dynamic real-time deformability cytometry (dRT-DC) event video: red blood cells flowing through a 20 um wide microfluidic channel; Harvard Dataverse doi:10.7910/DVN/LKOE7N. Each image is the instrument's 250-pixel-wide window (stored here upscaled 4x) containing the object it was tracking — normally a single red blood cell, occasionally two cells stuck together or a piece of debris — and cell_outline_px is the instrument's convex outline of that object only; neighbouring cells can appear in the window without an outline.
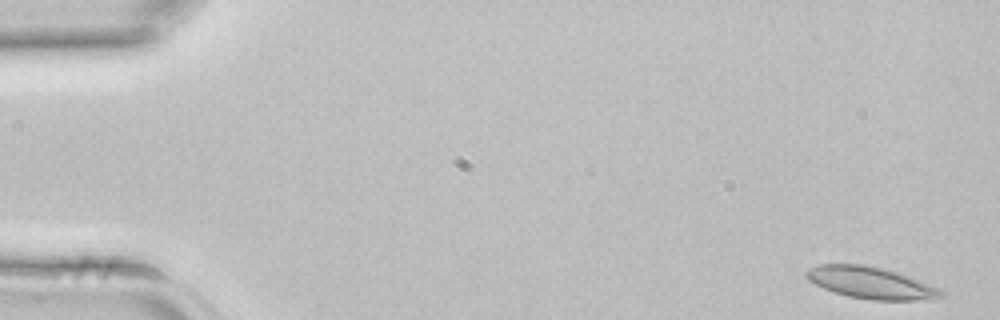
{"species": "common noctule bat (a hibernating species)", "species_latin": "Nyctalus noctula", "temperature_condition": "room temperature", "stored_images_in_passage": 10, "camera_frame_rate_fps": 3000, "um_per_image_px": 0.085, "animal": {"sex": "female", "body_mass_g": 22.7, "forearm_length_mm": 54.2}, "frame": {"image": 1, "passage_image": 1, "time_ms": 0.0, "image_size_px": [1000, 320], "cell_outline_px": [[944, 296], [932, 300], [872, 300], [848, 296], [824, 288], [808, 280], [804, 276], [804, 272], [808, 268], [820, 264], [864, 264], [884, 268], [900, 272], [940, 288], [944, 292]], "centroid_in_image_um": [74.06, 24.03], "position_along_channel_um": 10.9, "area_um2": 25.32}}